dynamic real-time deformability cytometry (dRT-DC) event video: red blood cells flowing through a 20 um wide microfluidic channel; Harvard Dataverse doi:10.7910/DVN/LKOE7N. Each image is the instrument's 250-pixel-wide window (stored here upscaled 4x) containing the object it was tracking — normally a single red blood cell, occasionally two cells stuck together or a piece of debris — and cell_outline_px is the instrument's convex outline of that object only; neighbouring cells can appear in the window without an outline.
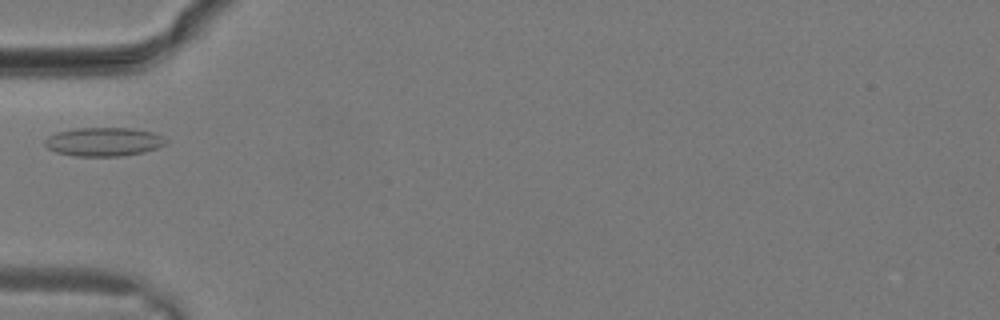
{"species": "common noctule bat (a hibernating species)", "species_latin": "Nyctalus noctula", "temperature_condition": "warm", "stored_images_in_passage": 8, "camera_frame_rate_fps": 3000, "um_per_image_px": 0.085, "animal": {"sex": "male", "body_mass_g": 19.2, "forearm_length_mm": 51.8}, "frame": {"image": 1, "passage_image": 7, "time_ms": 2.0, "image_size_px": [1000, 320], "cell_outline_px": [[168, 140], [164, 144], [156, 148], [144, 152], [120, 156], [76, 156], [56, 152], [48, 148], [44, 144], [44, 140], [48, 136], [56, 132], [76, 128], [132, 128], [152, 132]], "centroid_in_image_um": [8.78, 12.05], "position_along_channel_um": 76.2, "area_um2": 20.17}}